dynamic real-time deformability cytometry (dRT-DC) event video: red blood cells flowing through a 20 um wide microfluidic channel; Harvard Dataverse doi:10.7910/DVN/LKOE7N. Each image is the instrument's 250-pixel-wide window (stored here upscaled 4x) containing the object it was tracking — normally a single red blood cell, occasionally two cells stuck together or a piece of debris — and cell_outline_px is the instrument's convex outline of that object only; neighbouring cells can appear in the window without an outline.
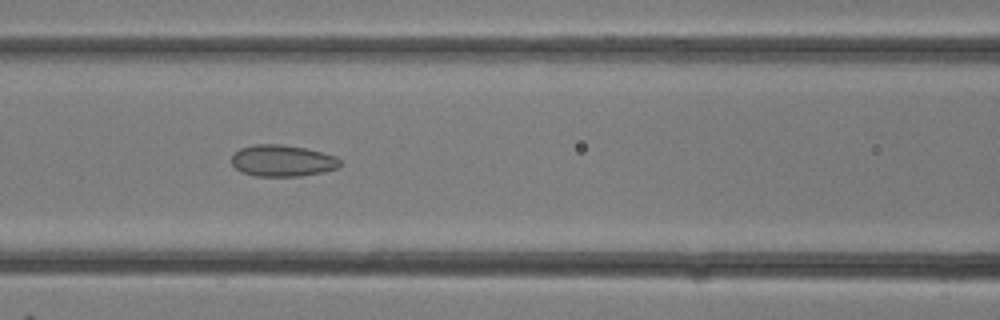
{"species": "common noctule bat (a hibernating species)", "species_latin": "Nyctalus noctula", "temperature_condition": "room temperature", "stored_images_in_passage": 29, "camera_frame_rate_fps": 3000, "um_per_image_px": 0.085, "animal": {"sex": "female"}, "frame": {"image": 1, "passage_image": 12, "time_ms": 3.667, "image_size_px": [1000, 320], "cell_outline_px": [[344, 164], [336, 168], [324, 172], [300, 176], [256, 176], [240, 172], [232, 164], [232, 156], [240, 148], [256, 144], [280, 144], [304, 148], [336, 156]], "centroid_in_image_um": [24.02, 13.67], "position_along_channel_um": 142.6, "area_um2": 19.94}}
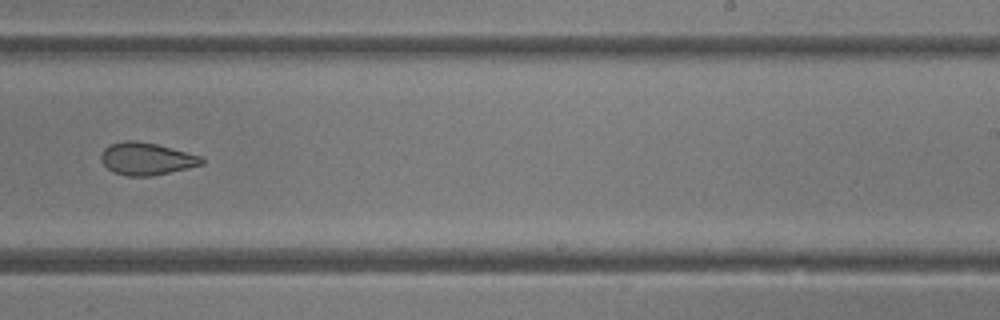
{"frame": {"image": 2, "passage_image": 18, "time_ms": 5.667, "image_size_px": [1000, 320], "cell_outline_px": [[204, 164], [188, 168], [152, 176], [128, 176], [112, 172], [100, 160], [100, 156], [104, 148], [112, 144], [124, 140], [136, 140], [156, 144], [200, 156], [204, 160]], "centroid_in_image_um": [12.42, 13.5], "position_along_channel_um": 276.6, "area_um2": 18.9}}
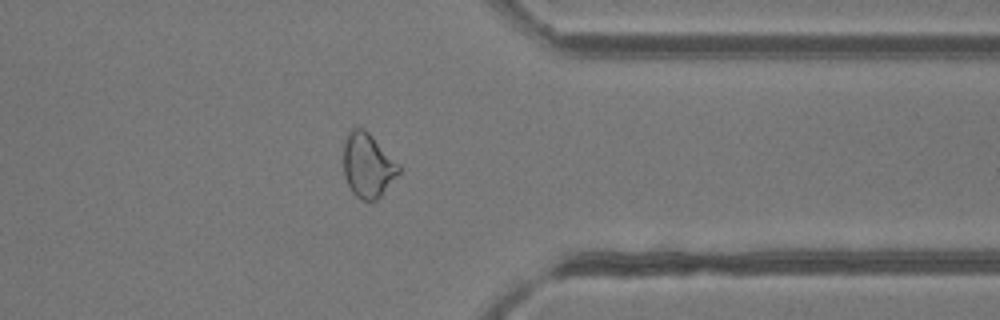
{"frame": {"image": 3, "passage_image": 23, "time_ms": 7.333, "image_size_px": [1000, 320], "cell_outline_px": [[400, 172], [380, 196], [376, 200], [364, 200], [356, 196], [352, 192], [344, 176], [344, 140], [348, 132], [352, 128], [364, 128], [400, 164]], "centroid_in_image_um": [31.26, 14.04], "position_along_channel_um": 380.1, "area_um2": 20.58}}